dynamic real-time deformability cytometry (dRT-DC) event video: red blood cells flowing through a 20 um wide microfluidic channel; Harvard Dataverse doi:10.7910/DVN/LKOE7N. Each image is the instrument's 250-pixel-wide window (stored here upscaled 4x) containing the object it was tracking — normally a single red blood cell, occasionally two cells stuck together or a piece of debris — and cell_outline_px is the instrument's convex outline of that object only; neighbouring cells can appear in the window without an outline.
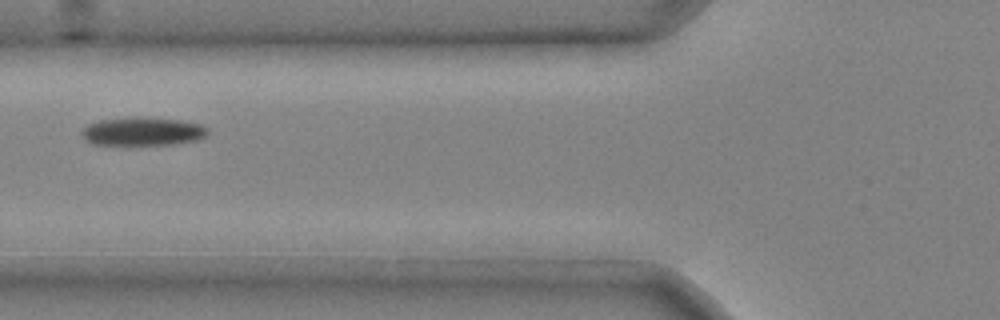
{"species": "common noctule bat (a hibernating species)", "species_latin": "Nyctalus noctula", "temperature_condition": "cold", "stored_images_in_passage": 6, "camera_frame_rate_fps": 3000, "um_per_image_px": 0.085, "animal": {"sex": "male", "body_mass_g": 20.4}, "frame": {"image": 1, "passage_image": 5, "time_ms": 1.333, "image_size_px": [1000, 320], "cell_outline_px": [[208, 136], [196, 140], [176, 144], [136, 148], [92, 144], [84, 140], [80, 136], [80, 132], [88, 124], [100, 120], [180, 120], [200, 124], [208, 128]], "centroid_in_image_um": [12.1, 11.29], "position_along_channel_um": 113.7, "area_um2": 21.04}}
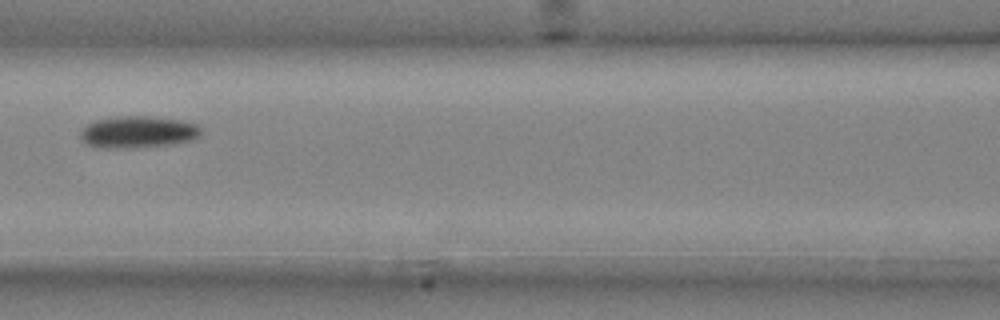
{"frame": {"image": 2, "passage_image": 6, "time_ms": 1.667, "image_size_px": [1000, 320], "cell_outline_px": [[200, 136], [192, 140], [172, 144], [132, 148], [104, 148], [88, 144], [80, 136], [80, 132], [88, 124], [96, 120], [116, 116], [148, 116], [180, 120], [196, 124], [200, 128]], "centroid_in_image_um": [11.74, 11.22], "position_along_channel_um": 154.9, "area_um2": 22.25}}